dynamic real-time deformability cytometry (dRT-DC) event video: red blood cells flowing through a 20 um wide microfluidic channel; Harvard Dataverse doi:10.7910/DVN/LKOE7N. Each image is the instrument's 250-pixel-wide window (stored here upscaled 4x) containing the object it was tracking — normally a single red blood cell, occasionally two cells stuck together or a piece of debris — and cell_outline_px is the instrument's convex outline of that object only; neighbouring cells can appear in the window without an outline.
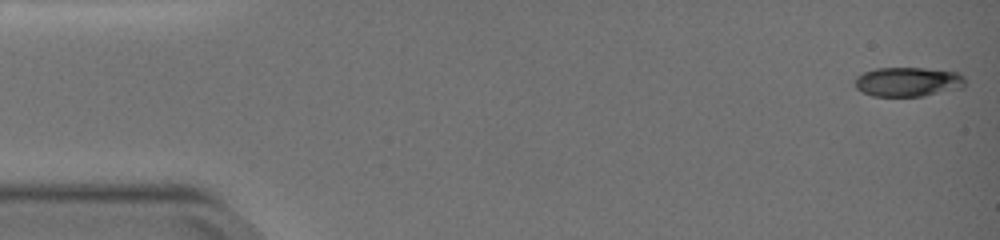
{"species": "common noctule bat (a hibernating species)", "species_latin": "Nyctalus noctula", "temperature_condition": "warm", "stored_images_in_passage": 51, "camera_frame_rate_fps": 3000, "um_per_image_px": 0.085, "animal": {"sex": "female", "body_mass_g": 19.0, "forearm_length_mm": 51.5}, "frame": {"image": 1, "passage_image": 1, "time_ms": 0.0, "image_size_px": [1000, 240], "cell_outline_px": [[964, 88], [924, 96], [872, 96], [860, 92], [856, 88], [856, 76], [864, 72], [876, 68], [924, 68], [960, 72], [964, 76]], "centroid_in_image_um": [77.2, 6.96], "position_along_channel_um": 7.8, "area_um2": 19.13}}
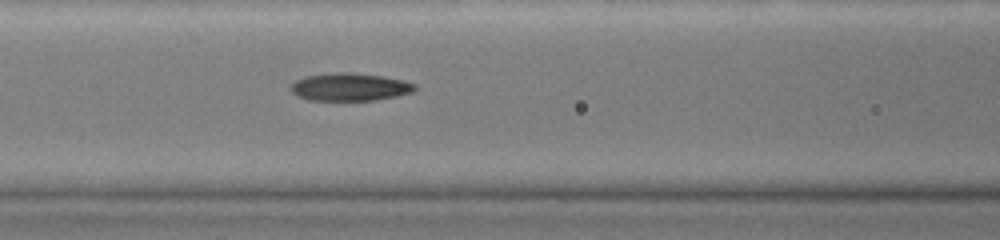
{"frame": {"image": 2, "passage_image": 22, "time_ms": 7.0, "image_size_px": [1000, 240], "cell_outline_px": [[416, 88], [412, 92], [396, 96], [376, 100], [308, 100], [296, 96], [292, 92], [292, 84], [296, 80], [304, 76], [332, 72], [348, 72], [384, 76], [404, 80], [416, 84]], "centroid_in_image_um": [29.73, 7.38], "position_along_channel_um": 136.9, "area_um2": 20.17}}
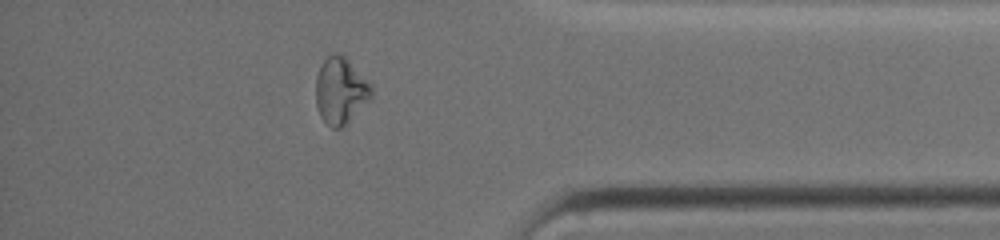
{"frame": {"image": 3, "passage_image": 44, "time_ms": 14.333, "image_size_px": [1000, 240], "cell_outline_px": [[372, 100], [340, 128], [332, 128], [320, 116], [316, 104], [316, 76], [320, 64], [332, 52], [336, 52], [344, 56], [372, 84]], "centroid_in_image_um": [28.96, 7.69], "position_along_channel_um": 406.2, "area_um2": 21.68}, "authors_computed_cell_mechanics": {"area_um2": 19.941, "velocity_mm_per_s": 3.8358, "shape_relaxation_time_tau1_ms": null, "shape_relaxation_time_tau2_ms": 2.2667, "deformation_change_tau1": null, "deformation_change_tau2": 0.0598}}